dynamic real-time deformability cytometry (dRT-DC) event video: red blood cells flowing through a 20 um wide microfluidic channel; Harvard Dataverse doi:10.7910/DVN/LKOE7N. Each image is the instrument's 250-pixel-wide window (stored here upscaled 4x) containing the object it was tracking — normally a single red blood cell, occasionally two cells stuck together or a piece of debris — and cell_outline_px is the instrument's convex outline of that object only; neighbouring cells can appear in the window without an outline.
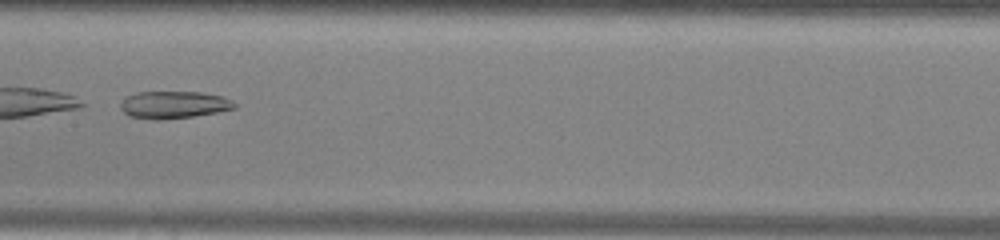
{"species": "common noctule bat (a hibernating species)", "species_latin": "Nyctalus noctula", "temperature_condition": "warm", "stored_images_in_passage": 33, "camera_frame_rate_fps": 3000, "um_per_image_px": 0.085, "animal": {"sex": "male", "body_mass_g": 13.0, "forearm_length_mm": 53.1}, "frame": {"image": 1, "passage_image": 10, "time_ms": 3.0, "image_size_px": [1000, 240], "cell_outline_px": [[236, 108], [216, 112], [192, 116], [160, 120], [156, 120], [128, 116], [120, 108], [120, 104], [124, 96], [136, 92], [200, 92], [220, 96], [232, 100], [236, 104]], "centroid_in_image_um": [14.71, 8.9], "position_along_channel_um": 192.7, "area_um2": 18.15}, "authors_computed_cell_mechanics": {"area_um2": 21.2704, "velocity_mm_per_s": 4.0813, "shape_relaxation_time_tau1_ms": null, "shape_relaxation_time_tau2_ms": 4.541, "deformation_change_tau1": null, "deformation_change_tau2": 0.1366}}